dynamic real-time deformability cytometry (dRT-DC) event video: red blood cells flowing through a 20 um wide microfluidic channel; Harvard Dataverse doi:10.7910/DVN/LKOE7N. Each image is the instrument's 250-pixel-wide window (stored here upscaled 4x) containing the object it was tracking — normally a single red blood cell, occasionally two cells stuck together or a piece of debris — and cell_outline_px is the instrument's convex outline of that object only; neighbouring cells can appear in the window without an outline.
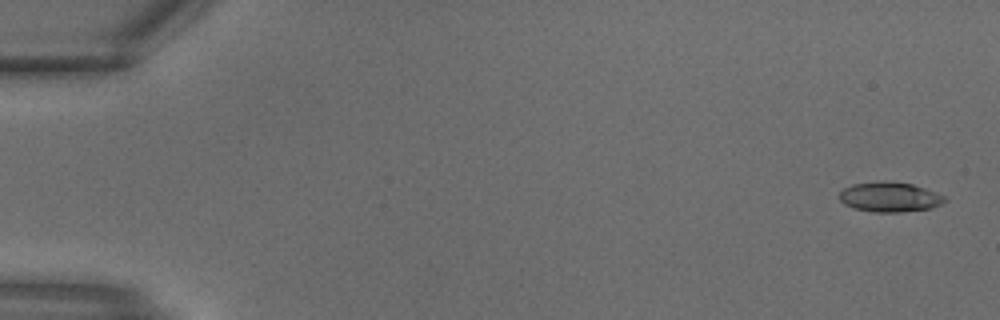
{"species": "common noctule bat (a hibernating species)", "species_latin": "Nyctalus noctula", "temperature_condition": "warm", "stored_images_in_passage": 15, "camera_frame_rate_fps": 3000, "um_per_image_px": 0.085, "animal": {"sex": "male", "body_mass_g": 18.8}, "frame": {"image": 1, "passage_image": 1, "time_ms": 0.0, "image_size_px": [1000, 320], "cell_outline_px": [[948, 200], [932, 208], [900, 212], [872, 212], [856, 208], [844, 204], [840, 200], [840, 192], [844, 188], [852, 184], [912, 184], [936, 192], [944, 196]], "centroid_in_image_um": [75.66, 16.8], "position_along_channel_um": 9.3, "area_um2": 17.46}}
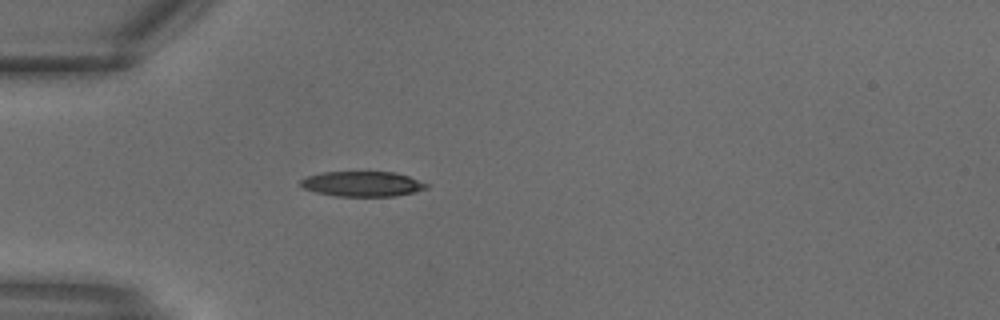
{"frame": {"image": 2, "passage_image": 9, "time_ms": 2.667, "image_size_px": [1000, 320], "cell_outline_px": [[428, 188], [416, 192], [396, 196], [336, 196], [316, 192], [304, 188], [300, 184], [300, 180], [308, 176], [324, 172], [396, 172], [408, 176], [428, 184]], "centroid_in_image_um": [30.83, 15.63], "position_along_channel_um": 54.2, "area_um2": 18.38}}
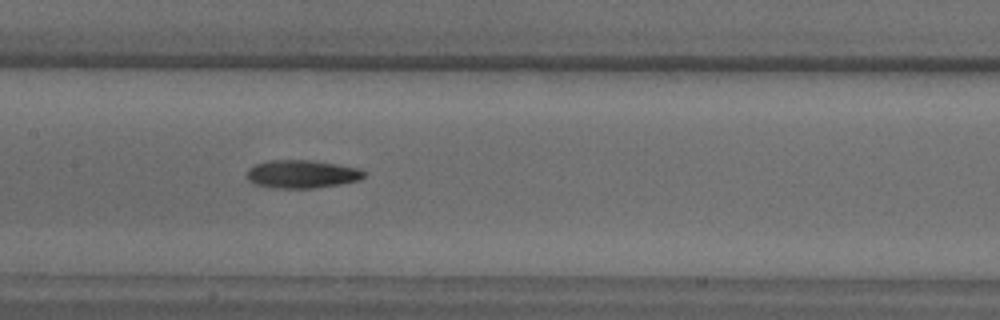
{"frame": {"image": 3, "passage_image": 15, "time_ms": 4.667, "image_size_px": [1000, 320], "cell_outline_px": [[368, 172], [360, 180], [340, 184], [316, 188], [276, 188], [256, 184], [248, 180], [244, 176], [248, 168], [256, 164], [268, 160], [312, 160], [360, 168]], "centroid_in_image_um": [25.67, 14.79], "position_along_channel_um": 181.7, "area_um2": 19.42}}